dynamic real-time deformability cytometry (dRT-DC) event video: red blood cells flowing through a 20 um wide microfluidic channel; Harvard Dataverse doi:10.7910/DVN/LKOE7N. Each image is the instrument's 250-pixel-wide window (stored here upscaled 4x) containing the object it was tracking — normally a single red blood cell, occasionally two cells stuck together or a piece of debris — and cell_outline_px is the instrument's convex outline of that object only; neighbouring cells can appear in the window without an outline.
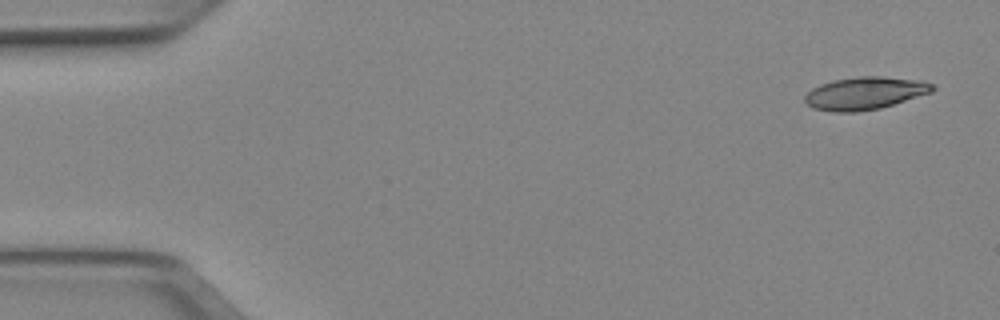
{"species": "Egyptian fruit bat (a non-hibernating species)", "species_latin": "Rousettus aegyptiacus", "temperature_condition": "cold", "stored_images_in_passage": 5, "camera_frame_rate_fps": 3000, "um_per_image_px": 0.085, "animal": {"sex": "female"}, "frame": {"image": 1, "passage_image": 1, "time_ms": 0.0, "image_size_px": [1000, 320], "cell_outline_px": [[936, 88], [932, 92], [880, 108], [856, 112], [836, 112], [812, 108], [804, 100], [804, 96], [812, 88], [820, 84], [832, 80], [860, 76], [884, 76], [924, 80], [936, 84]], "centroid_in_image_um": [73.55, 7.91], "position_along_channel_um": 11.4, "area_um2": 24.51}}
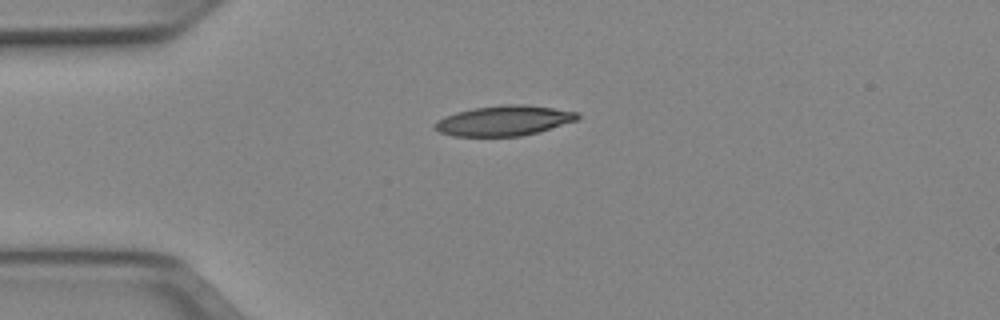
{"frame": {"image": 2, "passage_image": 4, "time_ms": 1.0, "image_size_px": [1000, 320], "cell_outline_px": [[580, 116], [576, 120], [540, 132], [520, 136], [452, 136], [440, 132], [432, 124], [436, 120], [444, 116], [456, 112], [472, 108], [504, 104], [528, 104], [580, 112]], "centroid_in_image_um": [42.84, 10.24], "position_along_channel_um": 42.2, "area_um2": 25.32}}